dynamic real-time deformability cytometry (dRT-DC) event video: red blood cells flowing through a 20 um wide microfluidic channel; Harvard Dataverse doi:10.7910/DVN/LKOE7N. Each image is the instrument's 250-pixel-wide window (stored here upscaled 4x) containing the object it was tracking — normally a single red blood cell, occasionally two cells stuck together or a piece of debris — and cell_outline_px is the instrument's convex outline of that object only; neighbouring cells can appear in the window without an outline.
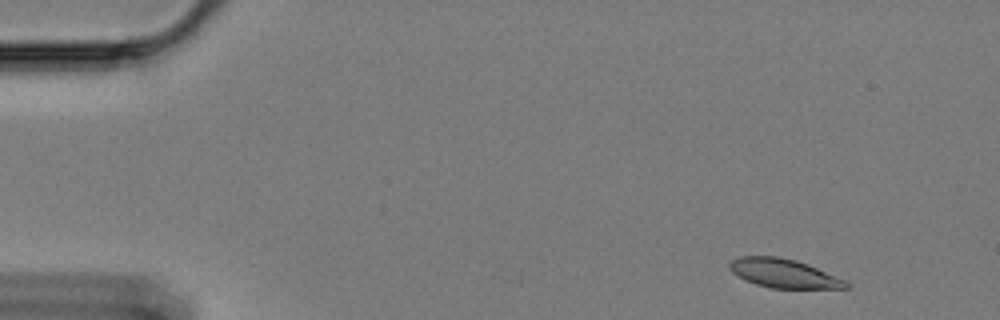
{"species": "Egyptian fruit bat (a non-hibernating species)", "species_latin": "Rousettus aegyptiacus", "temperature_condition": "cold", "stored_images_in_passage": 52, "camera_frame_rate_fps": 3000, "um_per_image_px": 0.085, "animal": {"sex": "female"}, "frame": {"image": 1, "passage_image": 4, "time_ms": 1.0, "image_size_px": [1000, 320], "cell_outline_px": [[852, 288], [772, 288], [756, 284], [732, 272], [728, 268], [728, 264], [732, 260], [740, 256], [776, 256], [796, 260], [808, 264], [844, 280], [852, 284]], "centroid_in_image_um": [66.64, 23.23], "position_along_channel_um": 18.4, "area_um2": 19.42}}
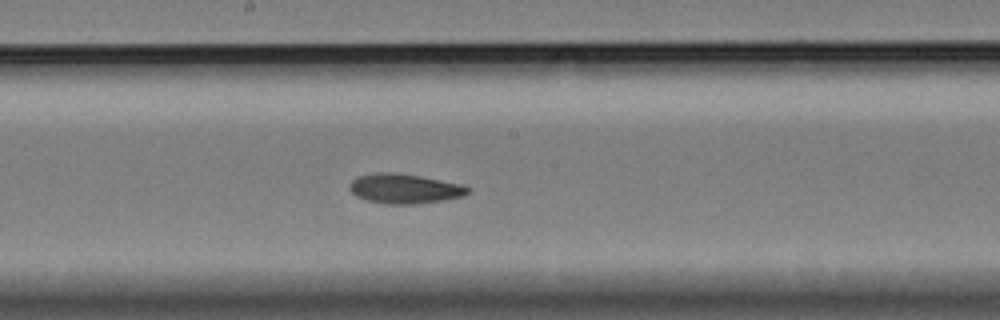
{"frame": {"image": 2, "passage_image": 31, "time_ms": 10.0, "image_size_px": [1000, 320], "cell_outline_px": [[472, 192], [464, 196], [444, 200], [416, 204], [384, 204], [368, 200], [356, 196], [348, 188], [348, 184], [356, 176], [372, 172], [392, 172], [420, 176], [464, 184], [472, 188]], "centroid_in_image_um": [34.41, 16.03], "position_along_channel_um": 213.8, "area_um2": 20.92}}
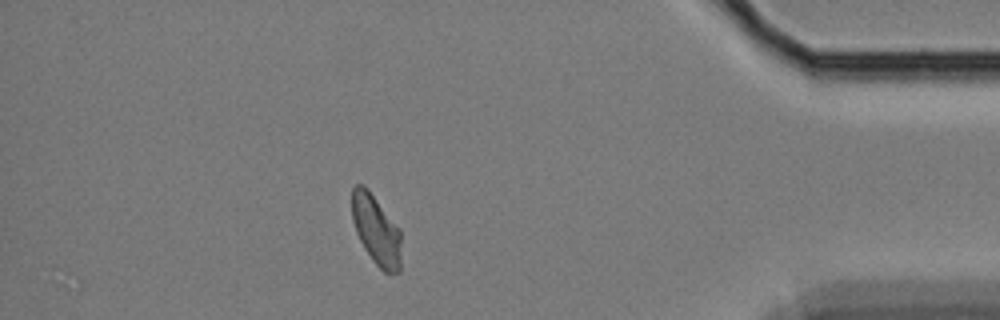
{"frame": {"image": 3, "passage_image": 52, "time_ms": 17.0, "image_size_px": [1000, 320], "cell_outline_px": [[400, 272], [384, 272], [372, 260], [364, 248], [356, 232], [352, 220], [352, 188], [356, 184], [364, 184], [368, 188], [400, 228]], "centroid_in_image_um": [31.96, 19.51], "position_along_channel_um": 403.2, "area_um2": 20.11}, "authors_computed_cell_mechanics": {"area_um2": 20.4901, "velocity_mm_per_s": 3.2713, "shape_relaxation_time_tau1_ms": 4.7659, "shape_relaxation_time_tau2_ms": 3.649, "deformation_change_tau1": 0.1314, "deformation_change_tau2": 0.0866}}